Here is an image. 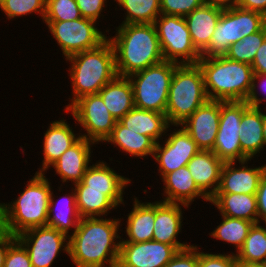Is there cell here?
Returning <instances> with one entry per match:
<instances>
[{
	"label": "cell",
	"instance_id": "6da1fadb",
	"mask_svg": "<svg viewBox=\"0 0 266 267\" xmlns=\"http://www.w3.org/2000/svg\"><path fill=\"white\" fill-rule=\"evenodd\" d=\"M121 220L104 217L81 218L69 236V254L76 267H117L120 255ZM118 241V242H117Z\"/></svg>",
	"mask_w": 266,
	"mask_h": 267
},
{
	"label": "cell",
	"instance_id": "7a4b0ae2",
	"mask_svg": "<svg viewBox=\"0 0 266 267\" xmlns=\"http://www.w3.org/2000/svg\"><path fill=\"white\" fill-rule=\"evenodd\" d=\"M116 28L115 36L107 38L114 49L117 76L128 77L164 60L154 24H120Z\"/></svg>",
	"mask_w": 266,
	"mask_h": 267
},
{
	"label": "cell",
	"instance_id": "3957f363",
	"mask_svg": "<svg viewBox=\"0 0 266 267\" xmlns=\"http://www.w3.org/2000/svg\"><path fill=\"white\" fill-rule=\"evenodd\" d=\"M197 64L202 71L209 100H247L254 76L250 64L231 60L224 55L201 57Z\"/></svg>",
	"mask_w": 266,
	"mask_h": 267
},
{
	"label": "cell",
	"instance_id": "277c9868",
	"mask_svg": "<svg viewBox=\"0 0 266 267\" xmlns=\"http://www.w3.org/2000/svg\"><path fill=\"white\" fill-rule=\"evenodd\" d=\"M70 61L69 76L72 84V99L65 111L79 98L98 94L100 89L116 76L115 53L108 38L98 47L75 53L66 58Z\"/></svg>",
	"mask_w": 266,
	"mask_h": 267
},
{
	"label": "cell",
	"instance_id": "5b68a950",
	"mask_svg": "<svg viewBox=\"0 0 266 267\" xmlns=\"http://www.w3.org/2000/svg\"><path fill=\"white\" fill-rule=\"evenodd\" d=\"M26 188L11 203H2L5 231L13 236L35 228L47 226L51 186L45 173H35Z\"/></svg>",
	"mask_w": 266,
	"mask_h": 267
},
{
	"label": "cell",
	"instance_id": "8992f818",
	"mask_svg": "<svg viewBox=\"0 0 266 267\" xmlns=\"http://www.w3.org/2000/svg\"><path fill=\"white\" fill-rule=\"evenodd\" d=\"M208 100L199 65L178 64L171 79L165 112L169 125L178 129Z\"/></svg>",
	"mask_w": 266,
	"mask_h": 267
},
{
	"label": "cell",
	"instance_id": "52a82bcc",
	"mask_svg": "<svg viewBox=\"0 0 266 267\" xmlns=\"http://www.w3.org/2000/svg\"><path fill=\"white\" fill-rule=\"evenodd\" d=\"M178 63L163 60L128 76L134 106L165 114L171 79Z\"/></svg>",
	"mask_w": 266,
	"mask_h": 267
},
{
	"label": "cell",
	"instance_id": "ba28073f",
	"mask_svg": "<svg viewBox=\"0 0 266 267\" xmlns=\"http://www.w3.org/2000/svg\"><path fill=\"white\" fill-rule=\"evenodd\" d=\"M265 25L266 17L261 13L244 10L237 6L224 7L209 48L202 54V57L224 55L230 45L260 31Z\"/></svg>",
	"mask_w": 266,
	"mask_h": 267
},
{
	"label": "cell",
	"instance_id": "9c48e42d",
	"mask_svg": "<svg viewBox=\"0 0 266 267\" xmlns=\"http://www.w3.org/2000/svg\"><path fill=\"white\" fill-rule=\"evenodd\" d=\"M164 60L178 64H197L202 54L191 40L186 19L161 14L154 23Z\"/></svg>",
	"mask_w": 266,
	"mask_h": 267
},
{
	"label": "cell",
	"instance_id": "30bf717a",
	"mask_svg": "<svg viewBox=\"0 0 266 267\" xmlns=\"http://www.w3.org/2000/svg\"><path fill=\"white\" fill-rule=\"evenodd\" d=\"M57 41L64 57L94 49L103 43L107 36L96 27V21L79 18L73 21H43Z\"/></svg>",
	"mask_w": 266,
	"mask_h": 267
},
{
	"label": "cell",
	"instance_id": "8fae6325",
	"mask_svg": "<svg viewBox=\"0 0 266 267\" xmlns=\"http://www.w3.org/2000/svg\"><path fill=\"white\" fill-rule=\"evenodd\" d=\"M246 101H220L219 129L213 153L224 163L250 160L241 149L239 128Z\"/></svg>",
	"mask_w": 266,
	"mask_h": 267
},
{
	"label": "cell",
	"instance_id": "7c38bea8",
	"mask_svg": "<svg viewBox=\"0 0 266 267\" xmlns=\"http://www.w3.org/2000/svg\"><path fill=\"white\" fill-rule=\"evenodd\" d=\"M66 111L85 129L87 134L80 133V136L95 144L103 143L117 122L99 94L79 98Z\"/></svg>",
	"mask_w": 266,
	"mask_h": 267
},
{
	"label": "cell",
	"instance_id": "4fadbf2b",
	"mask_svg": "<svg viewBox=\"0 0 266 267\" xmlns=\"http://www.w3.org/2000/svg\"><path fill=\"white\" fill-rule=\"evenodd\" d=\"M16 239L27 250L33 267H51L61 250L69 254V237L52 227H35Z\"/></svg>",
	"mask_w": 266,
	"mask_h": 267
},
{
	"label": "cell",
	"instance_id": "5bb4252c",
	"mask_svg": "<svg viewBox=\"0 0 266 267\" xmlns=\"http://www.w3.org/2000/svg\"><path fill=\"white\" fill-rule=\"evenodd\" d=\"M180 127L168 135L163 145L159 142L155 145L153 158L156 163L158 162L159 169L157 170L162 177L186 166L192 157L200 151L196 142L182 126Z\"/></svg>",
	"mask_w": 266,
	"mask_h": 267
},
{
	"label": "cell",
	"instance_id": "9a60e30c",
	"mask_svg": "<svg viewBox=\"0 0 266 267\" xmlns=\"http://www.w3.org/2000/svg\"><path fill=\"white\" fill-rule=\"evenodd\" d=\"M177 252L174 246L153 240L120 242L117 267H164Z\"/></svg>",
	"mask_w": 266,
	"mask_h": 267
},
{
	"label": "cell",
	"instance_id": "2e32d148",
	"mask_svg": "<svg viewBox=\"0 0 266 267\" xmlns=\"http://www.w3.org/2000/svg\"><path fill=\"white\" fill-rule=\"evenodd\" d=\"M220 101L208 100L180 126L200 150L212 151L219 129Z\"/></svg>",
	"mask_w": 266,
	"mask_h": 267
},
{
	"label": "cell",
	"instance_id": "e0dca14e",
	"mask_svg": "<svg viewBox=\"0 0 266 267\" xmlns=\"http://www.w3.org/2000/svg\"><path fill=\"white\" fill-rule=\"evenodd\" d=\"M181 205V206H180ZM183 204L155 201V221L153 227V241L174 246L178 251L188 248V243H181L177 237L182 228Z\"/></svg>",
	"mask_w": 266,
	"mask_h": 267
},
{
	"label": "cell",
	"instance_id": "ac0fdd59",
	"mask_svg": "<svg viewBox=\"0 0 266 267\" xmlns=\"http://www.w3.org/2000/svg\"><path fill=\"white\" fill-rule=\"evenodd\" d=\"M248 161L239 162L242 166H237L238 168L235 167L236 162L224 163L216 193L256 194L260 180L266 172V164L250 168L247 166Z\"/></svg>",
	"mask_w": 266,
	"mask_h": 267
},
{
	"label": "cell",
	"instance_id": "d6986e66",
	"mask_svg": "<svg viewBox=\"0 0 266 267\" xmlns=\"http://www.w3.org/2000/svg\"><path fill=\"white\" fill-rule=\"evenodd\" d=\"M76 206L81 218L107 216L109 210L124 205V190L87 189L82 181L74 184Z\"/></svg>",
	"mask_w": 266,
	"mask_h": 267
},
{
	"label": "cell",
	"instance_id": "ffe728a7",
	"mask_svg": "<svg viewBox=\"0 0 266 267\" xmlns=\"http://www.w3.org/2000/svg\"><path fill=\"white\" fill-rule=\"evenodd\" d=\"M95 143L80 137L60 158L51 166L60 176L62 183L73 182V185L81 182L89 167L91 146Z\"/></svg>",
	"mask_w": 266,
	"mask_h": 267
},
{
	"label": "cell",
	"instance_id": "44dd1931",
	"mask_svg": "<svg viewBox=\"0 0 266 267\" xmlns=\"http://www.w3.org/2000/svg\"><path fill=\"white\" fill-rule=\"evenodd\" d=\"M223 9L224 7L219 5L204 3L184 17L193 45L201 54L209 48Z\"/></svg>",
	"mask_w": 266,
	"mask_h": 267
},
{
	"label": "cell",
	"instance_id": "7402d4cb",
	"mask_svg": "<svg viewBox=\"0 0 266 267\" xmlns=\"http://www.w3.org/2000/svg\"><path fill=\"white\" fill-rule=\"evenodd\" d=\"M223 165L213 151L200 150L186 167L197 187L210 199L218 190Z\"/></svg>",
	"mask_w": 266,
	"mask_h": 267
},
{
	"label": "cell",
	"instance_id": "603a6c76",
	"mask_svg": "<svg viewBox=\"0 0 266 267\" xmlns=\"http://www.w3.org/2000/svg\"><path fill=\"white\" fill-rule=\"evenodd\" d=\"M65 121L64 119L52 121L44 133V158L42 167L36 173H45L81 137L80 134H75L72 126L70 127Z\"/></svg>",
	"mask_w": 266,
	"mask_h": 267
},
{
	"label": "cell",
	"instance_id": "cb8c5ba5",
	"mask_svg": "<svg viewBox=\"0 0 266 267\" xmlns=\"http://www.w3.org/2000/svg\"><path fill=\"white\" fill-rule=\"evenodd\" d=\"M164 182V202L183 204L189 207L194 199L200 197L206 202L210 199L197 187L189 169L186 166L161 177Z\"/></svg>",
	"mask_w": 266,
	"mask_h": 267
},
{
	"label": "cell",
	"instance_id": "d4e9b609",
	"mask_svg": "<svg viewBox=\"0 0 266 267\" xmlns=\"http://www.w3.org/2000/svg\"><path fill=\"white\" fill-rule=\"evenodd\" d=\"M155 221V202H140L134 198L133 208L127 215L125 233L127 240L121 238L120 242L141 243L152 241Z\"/></svg>",
	"mask_w": 266,
	"mask_h": 267
},
{
	"label": "cell",
	"instance_id": "484cf974",
	"mask_svg": "<svg viewBox=\"0 0 266 267\" xmlns=\"http://www.w3.org/2000/svg\"><path fill=\"white\" fill-rule=\"evenodd\" d=\"M210 203L223 216L259 223L256 194L215 193Z\"/></svg>",
	"mask_w": 266,
	"mask_h": 267
},
{
	"label": "cell",
	"instance_id": "4316f807",
	"mask_svg": "<svg viewBox=\"0 0 266 267\" xmlns=\"http://www.w3.org/2000/svg\"><path fill=\"white\" fill-rule=\"evenodd\" d=\"M119 122L126 128L151 137L156 143L169 130L166 114L134 107ZM167 131V132H166ZM163 134V135H162Z\"/></svg>",
	"mask_w": 266,
	"mask_h": 267
},
{
	"label": "cell",
	"instance_id": "83f0119b",
	"mask_svg": "<svg viewBox=\"0 0 266 267\" xmlns=\"http://www.w3.org/2000/svg\"><path fill=\"white\" fill-rule=\"evenodd\" d=\"M264 113L261 108L248 106L243 111L239 128L240 145L242 152L250 159L264 150L263 139Z\"/></svg>",
	"mask_w": 266,
	"mask_h": 267
},
{
	"label": "cell",
	"instance_id": "f1b7e54d",
	"mask_svg": "<svg viewBox=\"0 0 266 267\" xmlns=\"http://www.w3.org/2000/svg\"><path fill=\"white\" fill-rule=\"evenodd\" d=\"M98 94L116 121L135 107L133 88L128 77L116 76L103 86Z\"/></svg>",
	"mask_w": 266,
	"mask_h": 267
},
{
	"label": "cell",
	"instance_id": "f546056e",
	"mask_svg": "<svg viewBox=\"0 0 266 267\" xmlns=\"http://www.w3.org/2000/svg\"><path fill=\"white\" fill-rule=\"evenodd\" d=\"M70 191H72L71 194H65L60 198L61 201L57 200L58 202L55 201L53 191H51L47 218L48 227L55 228L68 237L70 236L69 230L74 228L72 232L74 233L81 219L76 206L75 190L72 187Z\"/></svg>",
	"mask_w": 266,
	"mask_h": 267
},
{
	"label": "cell",
	"instance_id": "4dcf8cb0",
	"mask_svg": "<svg viewBox=\"0 0 266 267\" xmlns=\"http://www.w3.org/2000/svg\"><path fill=\"white\" fill-rule=\"evenodd\" d=\"M104 142L112 143L123 152L140 158L148 155L153 157L156 145L151 137L136 133L126 128L119 121L116 122L111 134Z\"/></svg>",
	"mask_w": 266,
	"mask_h": 267
},
{
	"label": "cell",
	"instance_id": "1f68e13d",
	"mask_svg": "<svg viewBox=\"0 0 266 267\" xmlns=\"http://www.w3.org/2000/svg\"><path fill=\"white\" fill-rule=\"evenodd\" d=\"M82 182L87 189L124 190L131 180L119 175L106 162L98 161L86 170Z\"/></svg>",
	"mask_w": 266,
	"mask_h": 267
},
{
	"label": "cell",
	"instance_id": "d6a6232c",
	"mask_svg": "<svg viewBox=\"0 0 266 267\" xmlns=\"http://www.w3.org/2000/svg\"><path fill=\"white\" fill-rule=\"evenodd\" d=\"M239 265L266 263V226L253 224L241 249L235 254Z\"/></svg>",
	"mask_w": 266,
	"mask_h": 267
},
{
	"label": "cell",
	"instance_id": "836d02e7",
	"mask_svg": "<svg viewBox=\"0 0 266 267\" xmlns=\"http://www.w3.org/2000/svg\"><path fill=\"white\" fill-rule=\"evenodd\" d=\"M126 10L122 24H154L161 15L160 0H114Z\"/></svg>",
	"mask_w": 266,
	"mask_h": 267
},
{
	"label": "cell",
	"instance_id": "e575fe53",
	"mask_svg": "<svg viewBox=\"0 0 266 267\" xmlns=\"http://www.w3.org/2000/svg\"><path fill=\"white\" fill-rule=\"evenodd\" d=\"M222 222L211 232L210 236L236 247V254L241 249L253 222L221 215Z\"/></svg>",
	"mask_w": 266,
	"mask_h": 267
},
{
	"label": "cell",
	"instance_id": "d590c367",
	"mask_svg": "<svg viewBox=\"0 0 266 267\" xmlns=\"http://www.w3.org/2000/svg\"><path fill=\"white\" fill-rule=\"evenodd\" d=\"M266 39V25L258 32L244 37L241 41L230 45L224 54L227 58L252 65L256 52Z\"/></svg>",
	"mask_w": 266,
	"mask_h": 267
},
{
	"label": "cell",
	"instance_id": "8d00e7d4",
	"mask_svg": "<svg viewBox=\"0 0 266 267\" xmlns=\"http://www.w3.org/2000/svg\"><path fill=\"white\" fill-rule=\"evenodd\" d=\"M0 9L8 20L37 13L44 21L46 0H0Z\"/></svg>",
	"mask_w": 266,
	"mask_h": 267
},
{
	"label": "cell",
	"instance_id": "74e56055",
	"mask_svg": "<svg viewBox=\"0 0 266 267\" xmlns=\"http://www.w3.org/2000/svg\"><path fill=\"white\" fill-rule=\"evenodd\" d=\"M82 18L75 0H46L44 21H73Z\"/></svg>",
	"mask_w": 266,
	"mask_h": 267
},
{
	"label": "cell",
	"instance_id": "f35d334b",
	"mask_svg": "<svg viewBox=\"0 0 266 267\" xmlns=\"http://www.w3.org/2000/svg\"><path fill=\"white\" fill-rule=\"evenodd\" d=\"M204 3V0H160L161 14L185 17Z\"/></svg>",
	"mask_w": 266,
	"mask_h": 267
},
{
	"label": "cell",
	"instance_id": "ab89813d",
	"mask_svg": "<svg viewBox=\"0 0 266 267\" xmlns=\"http://www.w3.org/2000/svg\"><path fill=\"white\" fill-rule=\"evenodd\" d=\"M198 267H240L235 254H212L200 252L198 248Z\"/></svg>",
	"mask_w": 266,
	"mask_h": 267
},
{
	"label": "cell",
	"instance_id": "60d3db41",
	"mask_svg": "<svg viewBox=\"0 0 266 267\" xmlns=\"http://www.w3.org/2000/svg\"><path fill=\"white\" fill-rule=\"evenodd\" d=\"M4 267H33L27 250L17 239L8 247Z\"/></svg>",
	"mask_w": 266,
	"mask_h": 267
},
{
	"label": "cell",
	"instance_id": "b9f144b4",
	"mask_svg": "<svg viewBox=\"0 0 266 267\" xmlns=\"http://www.w3.org/2000/svg\"><path fill=\"white\" fill-rule=\"evenodd\" d=\"M164 267H198L197 245L178 251Z\"/></svg>",
	"mask_w": 266,
	"mask_h": 267
},
{
	"label": "cell",
	"instance_id": "7bdbcfd3",
	"mask_svg": "<svg viewBox=\"0 0 266 267\" xmlns=\"http://www.w3.org/2000/svg\"><path fill=\"white\" fill-rule=\"evenodd\" d=\"M107 0H75L83 18L97 22Z\"/></svg>",
	"mask_w": 266,
	"mask_h": 267
},
{
	"label": "cell",
	"instance_id": "ee69618b",
	"mask_svg": "<svg viewBox=\"0 0 266 267\" xmlns=\"http://www.w3.org/2000/svg\"><path fill=\"white\" fill-rule=\"evenodd\" d=\"M266 75L265 74H254L253 76V82H252V87H251V91L249 93V96L247 97V100L246 102L252 106V107H257V108H261V103L262 101H266V98L262 99V98H259V95H258V91H256L257 89V82H261L263 81V83H259L261 84L260 86V89H262L261 91H263L264 93L266 92Z\"/></svg>",
	"mask_w": 266,
	"mask_h": 267
},
{
	"label": "cell",
	"instance_id": "f6af8a7d",
	"mask_svg": "<svg viewBox=\"0 0 266 267\" xmlns=\"http://www.w3.org/2000/svg\"><path fill=\"white\" fill-rule=\"evenodd\" d=\"M259 223L266 222V172L262 176L256 193Z\"/></svg>",
	"mask_w": 266,
	"mask_h": 267
},
{
	"label": "cell",
	"instance_id": "bcb514c9",
	"mask_svg": "<svg viewBox=\"0 0 266 267\" xmlns=\"http://www.w3.org/2000/svg\"><path fill=\"white\" fill-rule=\"evenodd\" d=\"M251 67L253 69L254 74L266 75V39L263 41V44L256 52Z\"/></svg>",
	"mask_w": 266,
	"mask_h": 267
},
{
	"label": "cell",
	"instance_id": "7dc6e473",
	"mask_svg": "<svg viewBox=\"0 0 266 267\" xmlns=\"http://www.w3.org/2000/svg\"><path fill=\"white\" fill-rule=\"evenodd\" d=\"M237 7L261 13L266 17V0H238Z\"/></svg>",
	"mask_w": 266,
	"mask_h": 267
},
{
	"label": "cell",
	"instance_id": "c3c4849f",
	"mask_svg": "<svg viewBox=\"0 0 266 267\" xmlns=\"http://www.w3.org/2000/svg\"><path fill=\"white\" fill-rule=\"evenodd\" d=\"M16 240V237L5 231L0 236V267H4L8 247Z\"/></svg>",
	"mask_w": 266,
	"mask_h": 267
},
{
	"label": "cell",
	"instance_id": "681fc988",
	"mask_svg": "<svg viewBox=\"0 0 266 267\" xmlns=\"http://www.w3.org/2000/svg\"><path fill=\"white\" fill-rule=\"evenodd\" d=\"M205 3H211L222 7L236 6L238 0H204Z\"/></svg>",
	"mask_w": 266,
	"mask_h": 267
},
{
	"label": "cell",
	"instance_id": "f907efd6",
	"mask_svg": "<svg viewBox=\"0 0 266 267\" xmlns=\"http://www.w3.org/2000/svg\"><path fill=\"white\" fill-rule=\"evenodd\" d=\"M5 232V223H4V210L2 203H0V236Z\"/></svg>",
	"mask_w": 266,
	"mask_h": 267
},
{
	"label": "cell",
	"instance_id": "816d5d0a",
	"mask_svg": "<svg viewBox=\"0 0 266 267\" xmlns=\"http://www.w3.org/2000/svg\"><path fill=\"white\" fill-rule=\"evenodd\" d=\"M263 139H264V146H266V114L264 112V121H263Z\"/></svg>",
	"mask_w": 266,
	"mask_h": 267
},
{
	"label": "cell",
	"instance_id": "f5cc1de1",
	"mask_svg": "<svg viewBox=\"0 0 266 267\" xmlns=\"http://www.w3.org/2000/svg\"><path fill=\"white\" fill-rule=\"evenodd\" d=\"M240 267H265L264 264H256V265H240Z\"/></svg>",
	"mask_w": 266,
	"mask_h": 267
}]
</instances>
